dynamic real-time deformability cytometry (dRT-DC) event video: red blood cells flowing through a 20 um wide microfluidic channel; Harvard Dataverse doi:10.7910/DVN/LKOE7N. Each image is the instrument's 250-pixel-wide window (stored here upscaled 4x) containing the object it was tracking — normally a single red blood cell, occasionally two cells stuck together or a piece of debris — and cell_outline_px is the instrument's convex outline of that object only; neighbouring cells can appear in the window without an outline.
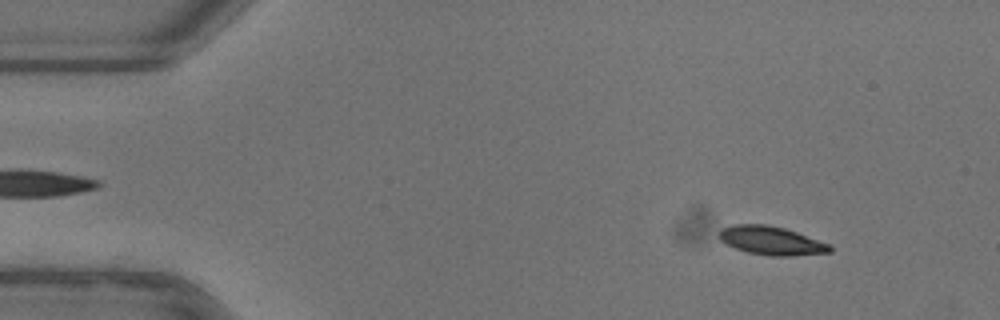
{"species": "common noctule bat (a hibernating species)", "species_latin": "Nyctalus noctula", "temperature_condition": "warm", "stored_images_in_passage": 53, "camera_frame_rate_fps": 3000, "um_per_image_px": 0.085, "animal": {"sex": "female"}, "frame": {"image": 1, "passage_image": 6, "time_ms": 1.667, "image_size_px": [1000, 320], "cell_outline_px": [[832, 252], [792, 256], [768, 256], [748, 252], [736, 248], [720, 240], [720, 228], [732, 224], [764, 224], [784, 228], [832, 244]], "centroid_in_image_um": [65.6, 20.45], "position_along_channel_um": 19.4, "area_um2": 18.5}}
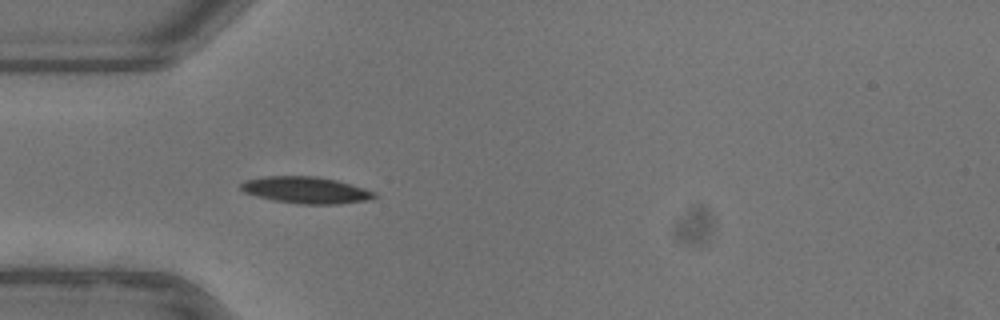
{"frame": {"image": 2, "passage_image": 16, "time_ms": 5.0, "image_size_px": [1000, 320], "cell_outline_px": [[376, 196], [368, 200], [336, 204], [300, 204], [276, 200], [244, 192], [240, 188], [240, 184], [244, 180], [264, 176], [316, 176], [336, 180], [364, 188], [376, 192]], "centroid_in_image_um": [26.01, 16.14], "position_along_channel_um": 59.0, "area_um2": 20.52}}
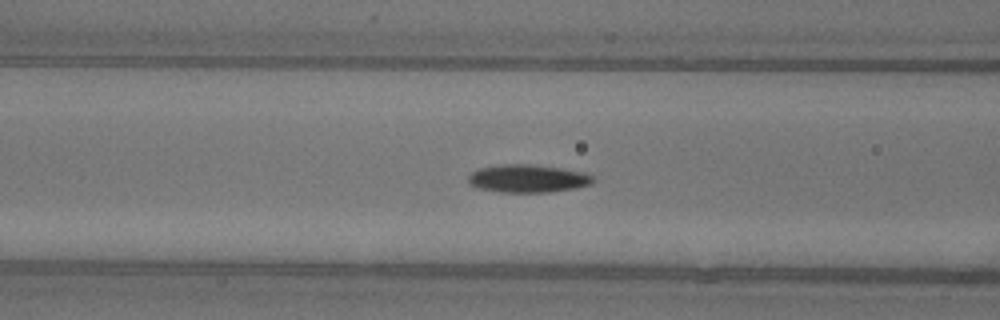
{"frame": {"image": 3, "passage_image": 21, "time_ms": 6.667, "image_size_px": [1000, 320], "cell_outline_px": [[596, 180], [592, 184], [576, 188], [552, 192], [500, 192], [476, 188], [468, 184], [468, 176], [472, 172], [480, 168], [504, 164], [524, 164], [560, 168], [584, 172], [592, 176]], "centroid_in_image_um": [44.86, 15.19], "position_along_channel_um": 121.7, "area_um2": 20.35}, "authors_computed_cell_mechanics": {"area_um2": 19.1318, "velocity_mm_per_s": 3.915, "shape_relaxation_time_tau1_ms": 3.3461, "shape_relaxation_time_tau2_ms": 3.4714, "deformation_change_tau1": 0.1226, "deformation_change_tau2": 0.0812}}